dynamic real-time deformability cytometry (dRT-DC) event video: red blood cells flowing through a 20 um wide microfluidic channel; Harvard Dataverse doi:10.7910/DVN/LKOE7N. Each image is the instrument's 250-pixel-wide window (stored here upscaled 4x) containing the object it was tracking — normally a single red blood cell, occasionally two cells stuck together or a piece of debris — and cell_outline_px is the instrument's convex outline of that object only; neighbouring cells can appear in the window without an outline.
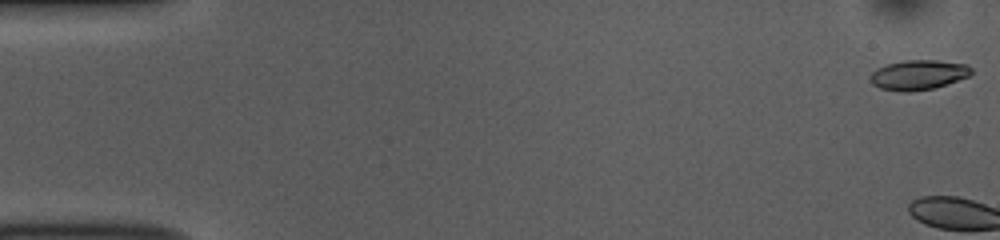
{"species": "common noctule bat (a hibernating species)", "species_latin": "Nyctalus noctula", "temperature_condition": "room temperature", "stored_images_in_passage": 3, "camera_frame_rate_fps": 3000, "um_per_image_px": 0.085, "animal": {"sex": "female", "body_mass_g": 10.0, "forearm_length_mm": 53.1}, "frame": {"image": 1, "passage_image": 1, "time_ms": 0.0, "image_size_px": [1000, 240], "cell_outline_px": [[972, 72], [968, 76], [932, 88], [908, 92], [904, 92], [880, 88], [872, 84], [872, 72], [876, 68], [888, 64], [904, 60], [936, 60], [968, 64], [972, 68]], "centroid_in_image_um": [78.06, 6.35], "position_along_channel_um": 6.9, "area_um2": 17.28}}